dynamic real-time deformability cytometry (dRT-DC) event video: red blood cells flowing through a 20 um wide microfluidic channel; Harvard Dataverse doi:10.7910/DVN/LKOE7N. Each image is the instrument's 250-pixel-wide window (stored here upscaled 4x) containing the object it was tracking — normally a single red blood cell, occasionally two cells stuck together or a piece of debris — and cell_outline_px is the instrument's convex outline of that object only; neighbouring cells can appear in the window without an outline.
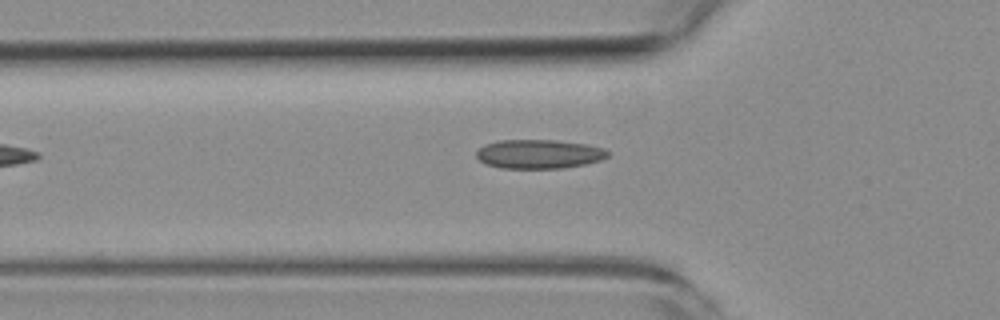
{"species": "common noctule bat (a hibernating species)", "species_latin": "Nyctalus noctula", "temperature_condition": "room temperature", "stored_images_in_passage": 3, "camera_frame_rate_fps": 3000, "um_per_image_px": 0.085, "animal": {"sex": "female", "body_mass_g": 19.3, "forearm_length_mm": 54.1}, "frame": {"image": 1, "passage_image": 3, "time_ms": 2.333, "image_size_px": [1000, 320], "cell_outline_px": [[608, 156], [600, 160], [584, 164], [564, 168], [500, 168], [488, 164], [480, 160], [476, 156], [476, 152], [484, 144], [500, 140], [556, 140], [588, 144], [604, 148], [608, 152]], "centroid_in_image_um": [45.82, 13.08], "position_along_channel_um": 80.0, "area_um2": 22.2}}